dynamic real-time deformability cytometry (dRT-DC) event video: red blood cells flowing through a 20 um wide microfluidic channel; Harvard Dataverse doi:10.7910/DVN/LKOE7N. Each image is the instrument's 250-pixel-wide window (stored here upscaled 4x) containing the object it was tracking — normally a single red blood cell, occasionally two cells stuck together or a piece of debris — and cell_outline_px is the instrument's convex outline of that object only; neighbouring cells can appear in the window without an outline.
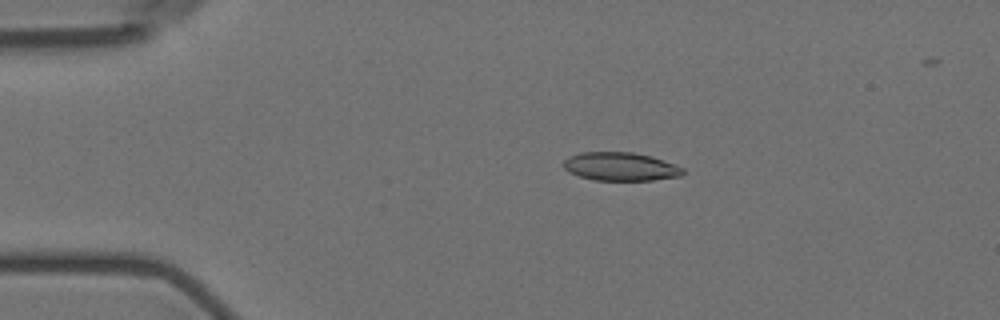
{"species": "Egyptian fruit bat (a non-hibernating species)", "species_latin": "Rousettus aegyptiacus", "temperature_condition": "room temperature", "stored_images_in_passage": 4, "camera_frame_rate_fps": 3000, "um_per_image_px": 0.085, "animal": {"sex": "female"}, "frame": {"image": 1, "passage_image": 1, "time_ms": 0.0, "image_size_px": [1000, 320], "cell_outline_px": [[684, 172], [680, 176], [652, 180], [596, 180], [580, 176], [568, 172], [560, 164], [568, 156], [580, 152], [632, 152], [652, 156], [684, 168]], "centroid_in_image_um": [52.7, 14.15], "position_along_channel_um": 32.3, "area_um2": 19.83}}
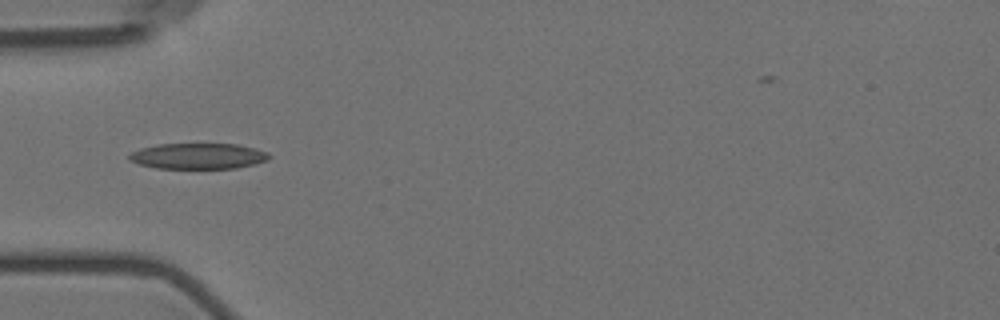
{"frame": {"image": 2, "passage_image": 3, "time_ms": 2.333, "image_size_px": [1000, 320], "cell_outline_px": [[272, 156], [268, 160], [236, 168], [156, 168], [140, 164], [128, 160], [128, 156], [132, 152], [140, 148], [156, 144], [236, 144], [256, 148], [268, 152]], "centroid_in_image_um": [16.85, 13.26], "position_along_channel_um": 68.2, "area_um2": 21.04}}
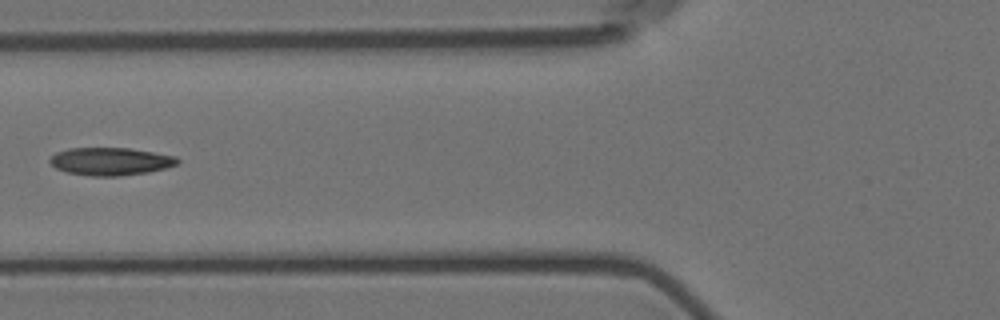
{"frame": {"image": 3, "passage_image": 4, "time_ms": 3.667, "image_size_px": [1000, 320], "cell_outline_px": [[180, 160], [176, 164], [164, 168], [148, 172], [120, 176], [92, 176], [68, 172], [56, 168], [48, 160], [56, 152], [68, 148], [128, 148], [176, 156]], "centroid_in_image_um": [9.38, 13.71], "position_along_channel_um": 116.4, "area_um2": 20.46}}